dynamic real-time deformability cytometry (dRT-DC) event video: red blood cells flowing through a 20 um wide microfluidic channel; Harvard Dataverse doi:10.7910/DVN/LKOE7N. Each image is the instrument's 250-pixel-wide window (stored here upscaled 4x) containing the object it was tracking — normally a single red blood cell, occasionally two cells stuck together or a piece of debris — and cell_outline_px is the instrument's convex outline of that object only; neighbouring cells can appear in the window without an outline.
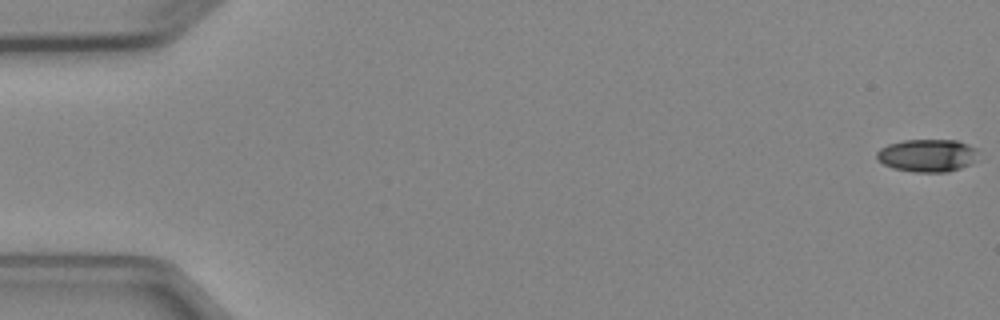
{"species": "Egyptian fruit bat (a non-hibernating species)", "species_latin": "Rousettus aegyptiacus", "temperature_condition": "cold", "stored_images_in_passage": 6, "camera_frame_rate_fps": 3000, "um_per_image_px": 0.085, "animal": {"sex": "female"}, "frame": {"image": 1, "passage_image": 1, "time_ms": 0.0, "image_size_px": [1000, 320], "cell_outline_px": [[976, 160], [960, 168], [948, 172], [912, 172], [892, 168], [884, 164], [876, 156], [876, 152], [880, 148], [888, 144], [904, 140], [956, 140], [968, 144], [976, 148]], "centroid_in_image_um": [78.81, 13.21], "position_along_channel_um": 6.2, "area_um2": 19.31}}
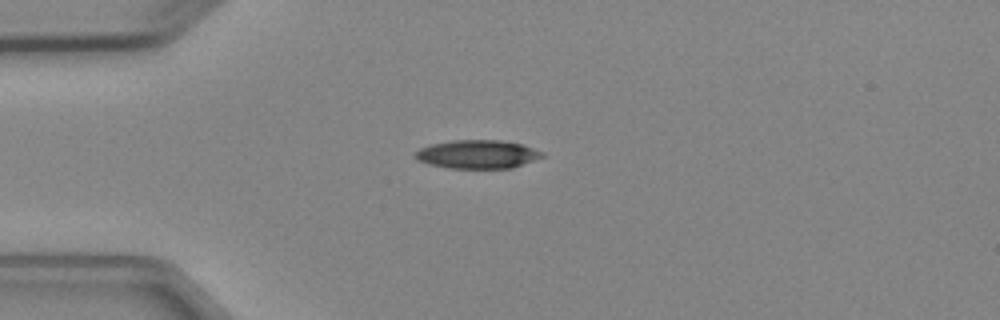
{"frame": {"image": 2, "passage_image": 4, "time_ms": 4.333, "image_size_px": [1000, 320], "cell_outline_px": [[544, 156], [512, 168], [448, 168], [428, 164], [420, 160], [416, 156], [416, 152], [420, 148], [432, 144], [452, 140], [500, 140], [524, 144], [544, 152]], "centroid_in_image_um": [40.63, 13.1], "position_along_channel_um": 44.4, "area_um2": 20.98}}
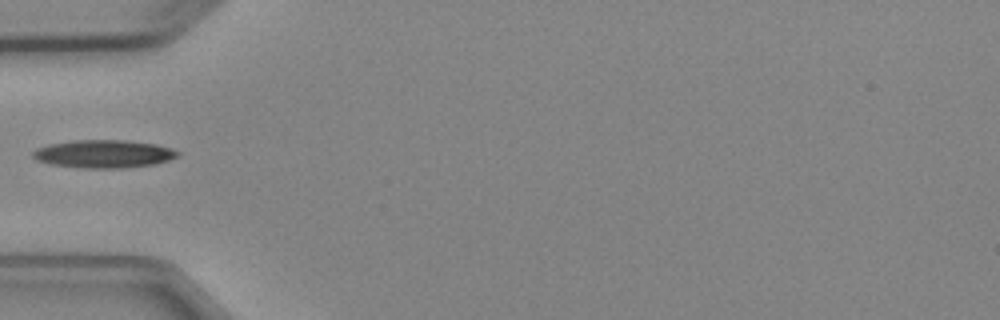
{"frame": {"image": 3, "passage_image": 5, "time_ms": 5.667, "image_size_px": [1000, 320], "cell_outline_px": [[180, 156], [156, 164], [124, 168], [84, 168], [52, 164], [36, 160], [32, 156], [32, 152], [36, 148], [48, 144], [72, 140], [124, 140], [156, 144], [172, 148], [180, 152]], "centroid_in_image_um": [8.83, 13.08], "position_along_channel_um": 76.2, "area_um2": 23.76}}